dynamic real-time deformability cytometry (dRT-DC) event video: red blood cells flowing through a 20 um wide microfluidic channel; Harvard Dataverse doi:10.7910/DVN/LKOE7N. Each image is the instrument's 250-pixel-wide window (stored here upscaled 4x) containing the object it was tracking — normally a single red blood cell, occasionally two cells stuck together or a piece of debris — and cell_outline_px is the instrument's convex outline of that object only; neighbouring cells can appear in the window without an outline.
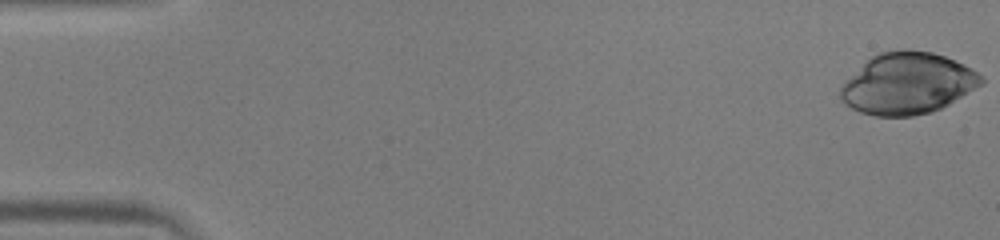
{"species": "human", "species_latin": "Homo sapiens", "temperature_condition": "warm", "stored_images_in_passage": 50, "camera_frame_rate_fps": 3000, "um_per_image_px": 0.085, "donor": {"sex": "male"}, "frame": {"image": 1, "passage_image": 1, "time_ms": 0.0, "image_size_px": [1000, 240], "cell_outline_px": [[984, 84], [948, 104], [932, 112], [912, 116], [876, 116], [860, 112], [852, 108], [840, 96], [840, 88], [844, 80], [864, 60], [876, 52], [904, 48], [908, 48], [932, 52], [944, 56], [964, 64], [972, 68], [984, 76]], "centroid_in_image_um": [77.14, 7.06], "position_along_channel_um": 7.9, "area_um2": 50.98}}
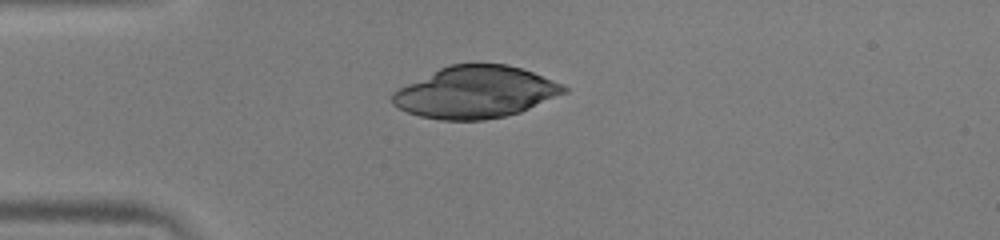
{"frame": {"image": 2, "passage_image": 14, "time_ms": 4.333, "image_size_px": [1000, 240], "cell_outline_px": [[568, 92], [520, 112], [504, 116], [484, 120], [440, 120], [420, 116], [408, 112], [392, 104], [392, 92], [448, 64], [508, 64], [532, 72], [564, 84], [568, 88]], "centroid_in_image_um": [40.45, 7.84], "position_along_channel_um": 44.6, "area_um2": 51.56}}
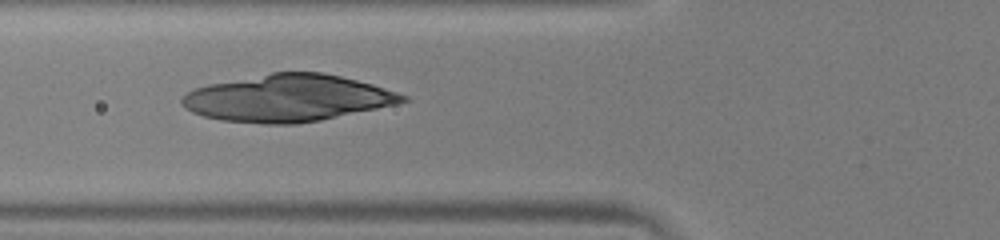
{"frame": {"image": 3, "passage_image": 20, "time_ms": 6.333, "image_size_px": [1000, 240], "cell_outline_px": [[412, 100], [396, 104], [320, 120], [296, 124], [264, 124], [224, 120], [204, 116], [192, 112], [184, 108], [180, 104], [180, 100], [188, 92], [196, 88], [208, 84], [272, 72], [320, 72], [340, 76], [372, 84], [408, 96]], "centroid_in_image_um": [24.44, 8.34], "position_along_channel_um": 101.4, "area_um2": 60.05}}